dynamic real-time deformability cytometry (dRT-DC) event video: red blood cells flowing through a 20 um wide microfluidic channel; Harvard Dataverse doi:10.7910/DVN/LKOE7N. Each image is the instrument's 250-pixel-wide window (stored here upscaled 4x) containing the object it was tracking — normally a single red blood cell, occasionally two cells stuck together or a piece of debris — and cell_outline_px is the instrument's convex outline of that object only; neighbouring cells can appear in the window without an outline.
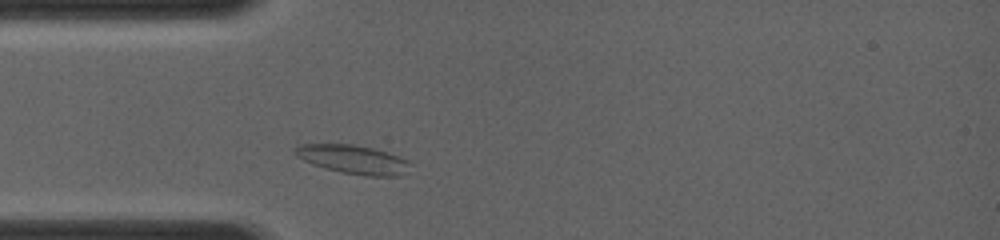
{"species": "common noctule bat (a hibernating species)", "species_latin": "Nyctalus noctula", "temperature_condition": "room temperature", "stored_images_in_passage": 48, "camera_frame_rate_fps": 4000, "um_per_image_px": 0.085, "animal": {"sex": "female", "body_mass_g": 19.0, "forearm_length_mm": 56.7}, "frame": {"image": 1, "passage_image": 1, "time_ms": 0.0, "image_size_px": [1000, 240], "cell_outline_px": [[404, 160], [400, 172], [396, 176], [368, 176], [344, 172], [312, 164], [304, 160], [296, 152], [296, 148], [304, 144], [348, 144], [368, 148], [384, 152], [396, 156]], "centroid_in_image_um": [29.88, 13.54], "position_along_channel_um": 55.1, "area_um2": 17.69}}
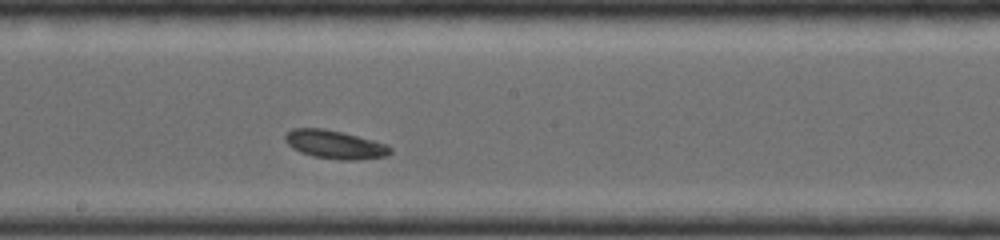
{"frame": {"image": 2, "passage_image": 16, "time_ms": 3.75, "image_size_px": [1000, 240], "cell_outline_px": [[392, 152], [388, 156], [356, 160], [340, 160], [312, 156], [300, 152], [288, 144], [284, 136], [288, 132], [296, 128], [320, 128], [340, 132], [356, 136], [384, 144], [392, 148]], "centroid_in_image_um": [28.47, 12.3], "position_along_channel_um": 219.7, "area_um2": 17.05}}
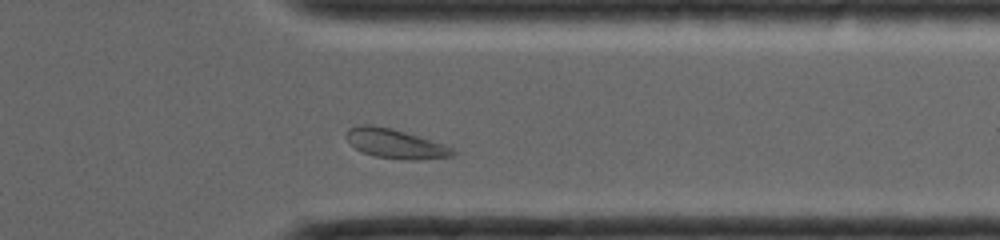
{"frame": {"image": 3, "passage_image": 39, "time_ms": 7.25, "image_size_px": [1000, 240], "cell_outline_px": [[456, 156], [416, 160], [408, 160], [372, 156], [356, 148], [348, 140], [348, 128], [356, 124], [368, 124], [388, 128], [416, 136], [452, 148], [456, 152]], "centroid_in_image_um": [33.59, 12.23], "position_along_channel_um": 377.8, "area_um2": 17.69}}